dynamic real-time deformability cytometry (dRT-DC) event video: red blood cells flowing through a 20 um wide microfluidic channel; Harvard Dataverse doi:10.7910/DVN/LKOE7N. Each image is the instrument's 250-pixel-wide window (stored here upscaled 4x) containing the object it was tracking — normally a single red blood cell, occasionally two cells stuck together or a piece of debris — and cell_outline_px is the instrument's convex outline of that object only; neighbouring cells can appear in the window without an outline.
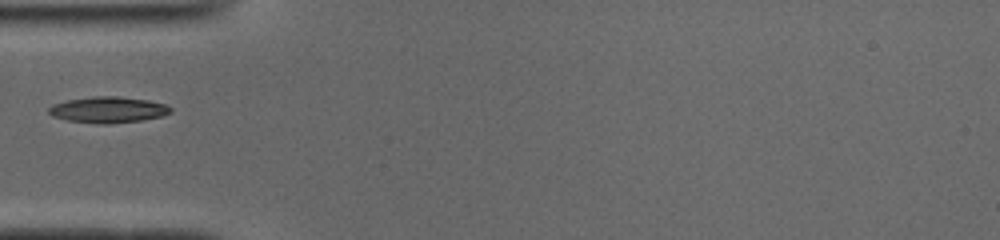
{"species": "common noctule bat (a hibernating species)", "species_latin": "Nyctalus noctula", "temperature_condition": "cold", "stored_images_in_passage": 36, "camera_frame_rate_fps": 3000, "um_per_image_px": 0.085, "animal": {"sex": "male", "body_mass_g": 19.0, "forearm_length_mm": 50.8}, "frame": {"image": 1, "passage_image": 1, "time_ms": 0.0, "image_size_px": [1000, 240], "cell_outline_px": [[172, 112], [164, 116], [140, 120], [108, 124], [100, 124], [68, 120], [52, 116], [48, 112], [48, 108], [52, 104], [68, 100], [92, 96], [120, 96], [148, 100], [164, 104], [172, 108]], "centroid_in_image_um": [9.19, 9.32], "position_along_channel_um": 75.8, "area_um2": 18.55}}
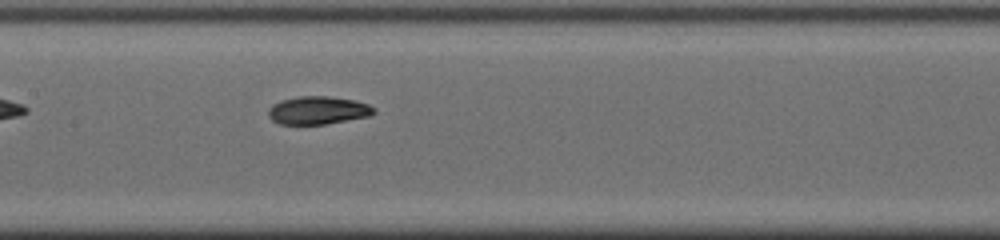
{"frame": {"image": 2, "passage_image": 9, "time_ms": 2.667, "image_size_px": [1000, 240], "cell_outline_px": [[376, 112], [368, 116], [324, 124], [280, 124], [272, 120], [268, 116], [268, 108], [272, 104], [280, 100], [296, 96], [328, 96], [356, 100], [368, 104], [376, 108]], "centroid_in_image_um": [27.0, 9.36], "position_along_channel_um": 180.4, "area_um2": 17.34}}
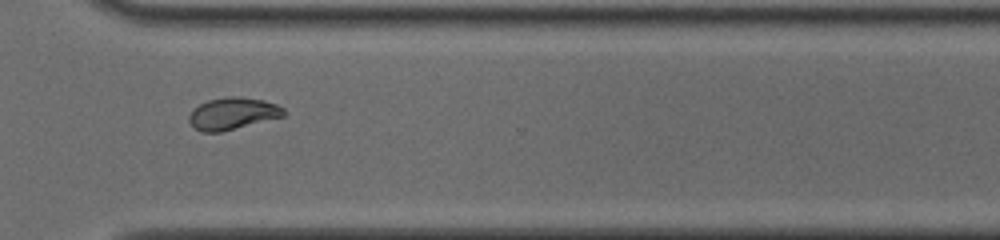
{"frame": {"image": 3, "passage_image": 22, "time_ms": 7.0, "image_size_px": [1000, 240], "cell_outline_px": [[284, 116], [220, 132], [200, 132], [188, 120], [188, 116], [192, 108], [208, 100], [228, 96], [236, 96], [264, 100], [276, 104], [284, 108]], "centroid_in_image_um": [19.75, 9.64], "position_along_channel_um": 350.9, "area_um2": 17.57}}